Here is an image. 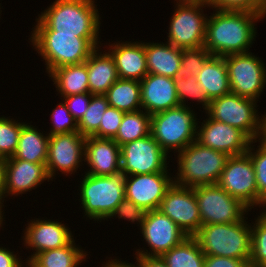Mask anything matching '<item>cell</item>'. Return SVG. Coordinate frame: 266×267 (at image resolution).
Instances as JSON below:
<instances>
[{
  "label": "cell",
  "mask_w": 266,
  "mask_h": 267,
  "mask_svg": "<svg viewBox=\"0 0 266 267\" xmlns=\"http://www.w3.org/2000/svg\"><path fill=\"white\" fill-rule=\"evenodd\" d=\"M175 1L174 13L168 26V39L165 42L181 49L202 47L208 18L204 9L210 6L205 0Z\"/></svg>",
  "instance_id": "cell-9"
},
{
  "label": "cell",
  "mask_w": 266,
  "mask_h": 267,
  "mask_svg": "<svg viewBox=\"0 0 266 267\" xmlns=\"http://www.w3.org/2000/svg\"><path fill=\"white\" fill-rule=\"evenodd\" d=\"M109 103L105 95H92L87 111L78 121V132L85 137L93 136L100 126L101 118Z\"/></svg>",
  "instance_id": "cell-34"
},
{
  "label": "cell",
  "mask_w": 266,
  "mask_h": 267,
  "mask_svg": "<svg viewBox=\"0 0 266 267\" xmlns=\"http://www.w3.org/2000/svg\"><path fill=\"white\" fill-rule=\"evenodd\" d=\"M104 95L109 106L123 112H134L142 109L139 81L119 78Z\"/></svg>",
  "instance_id": "cell-29"
},
{
  "label": "cell",
  "mask_w": 266,
  "mask_h": 267,
  "mask_svg": "<svg viewBox=\"0 0 266 267\" xmlns=\"http://www.w3.org/2000/svg\"><path fill=\"white\" fill-rule=\"evenodd\" d=\"M257 142L259 143L257 148H255L254 146ZM247 153L251 157L255 170L258 189V208L266 210V141L262 138L251 141Z\"/></svg>",
  "instance_id": "cell-33"
},
{
  "label": "cell",
  "mask_w": 266,
  "mask_h": 267,
  "mask_svg": "<svg viewBox=\"0 0 266 267\" xmlns=\"http://www.w3.org/2000/svg\"><path fill=\"white\" fill-rule=\"evenodd\" d=\"M140 87L142 110L149 115L180 106L174 78L148 73Z\"/></svg>",
  "instance_id": "cell-22"
},
{
  "label": "cell",
  "mask_w": 266,
  "mask_h": 267,
  "mask_svg": "<svg viewBox=\"0 0 266 267\" xmlns=\"http://www.w3.org/2000/svg\"><path fill=\"white\" fill-rule=\"evenodd\" d=\"M60 96L89 93L87 61L54 69L49 75Z\"/></svg>",
  "instance_id": "cell-28"
},
{
  "label": "cell",
  "mask_w": 266,
  "mask_h": 267,
  "mask_svg": "<svg viewBox=\"0 0 266 267\" xmlns=\"http://www.w3.org/2000/svg\"><path fill=\"white\" fill-rule=\"evenodd\" d=\"M146 248H140L134 255L162 256L171 248L179 245L187 236L168 216L159 210L148 211L145 222L139 229Z\"/></svg>",
  "instance_id": "cell-15"
},
{
  "label": "cell",
  "mask_w": 266,
  "mask_h": 267,
  "mask_svg": "<svg viewBox=\"0 0 266 267\" xmlns=\"http://www.w3.org/2000/svg\"><path fill=\"white\" fill-rule=\"evenodd\" d=\"M51 4L38 14L31 34H66L101 39L102 16L95 0H55Z\"/></svg>",
  "instance_id": "cell-2"
},
{
  "label": "cell",
  "mask_w": 266,
  "mask_h": 267,
  "mask_svg": "<svg viewBox=\"0 0 266 267\" xmlns=\"http://www.w3.org/2000/svg\"><path fill=\"white\" fill-rule=\"evenodd\" d=\"M84 174L78 189L84 216L95 222L110 219L125 198V175L122 172L108 176Z\"/></svg>",
  "instance_id": "cell-5"
},
{
  "label": "cell",
  "mask_w": 266,
  "mask_h": 267,
  "mask_svg": "<svg viewBox=\"0 0 266 267\" xmlns=\"http://www.w3.org/2000/svg\"><path fill=\"white\" fill-rule=\"evenodd\" d=\"M139 267H168L161 256L135 255Z\"/></svg>",
  "instance_id": "cell-46"
},
{
  "label": "cell",
  "mask_w": 266,
  "mask_h": 267,
  "mask_svg": "<svg viewBox=\"0 0 266 267\" xmlns=\"http://www.w3.org/2000/svg\"><path fill=\"white\" fill-rule=\"evenodd\" d=\"M258 101L233 93L210 101L205 113L213 120L242 131L251 141L263 137L264 115L259 116Z\"/></svg>",
  "instance_id": "cell-8"
},
{
  "label": "cell",
  "mask_w": 266,
  "mask_h": 267,
  "mask_svg": "<svg viewBox=\"0 0 266 267\" xmlns=\"http://www.w3.org/2000/svg\"><path fill=\"white\" fill-rule=\"evenodd\" d=\"M169 173L125 176V198L147 211L158 210L166 192L174 183Z\"/></svg>",
  "instance_id": "cell-17"
},
{
  "label": "cell",
  "mask_w": 266,
  "mask_h": 267,
  "mask_svg": "<svg viewBox=\"0 0 266 267\" xmlns=\"http://www.w3.org/2000/svg\"><path fill=\"white\" fill-rule=\"evenodd\" d=\"M204 267H250L246 260L230 257L205 256Z\"/></svg>",
  "instance_id": "cell-44"
},
{
  "label": "cell",
  "mask_w": 266,
  "mask_h": 267,
  "mask_svg": "<svg viewBox=\"0 0 266 267\" xmlns=\"http://www.w3.org/2000/svg\"><path fill=\"white\" fill-rule=\"evenodd\" d=\"M147 213L148 211L146 209L140 208L131 200L124 198L116 207L110 218L118 217V219L128 220L132 224H138L137 226H139L140 229L145 222Z\"/></svg>",
  "instance_id": "cell-42"
},
{
  "label": "cell",
  "mask_w": 266,
  "mask_h": 267,
  "mask_svg": "<svg viewBox=\"0 0 266 267\" xmlns=\"http://www.w3.org/2000/svg\"><path fill=\"white\" fill-rule=\"evenodd\" d=\"M196 78L210 101L231 93L224 57L211 56Z\"/></svg>",
  "instance_id": "cell-26"
},
{
  "label": "cell",
  "mask_w": 266,
  "mask_h": 267,
  "mask_svg": "<svg viewBox=\"0 0 266 267\" xmlns=\"http://www.w3.org/2000/svg\"><path fill=\"white\" fill-rule=\"evenodd\" d=\"M201 224L236 223L246 218L251 209L240 199L230 196L218 184L193 187Z\"/></svg>",
  "instance_id": "cell-10"
},
{
  "label": "cell",
  "mask_w": 266,
  "mask_h": 267,
  "mask_svg": "<svg viewBox=\"0 0 266 267\" xmlns=\"http://www.w3.org/2000/svg\"><path fill=\"white\" fill-rule=\"evenodd\" d=\"M174 184L185 187L217 184L228 158L227 153L199 144L196 140L177 153Z\"/></svg>",
  "instance_id": "cell-3"
},
{
  "label": "cell",
  "mask_w": 266,
  "mask_h": 267,
  "mask_svg": "<svg viewBox=\"0 0 266 267\" xmlns=\"http://www.w3.org/2000/svg\"><path fill=\"white\" fill-rule=\"evenodd\" d=\"M125 112L108 106L101 118L99 130L93 135L96 138L114 139L118 133Z\"/></svg>",
  "instance_id": "cell-40"
},
{
  "label": "cell",
  "mask_w": 266,
  "mask_h": 267,
  "mask_svg": "<svg viewBox=\"0 0 266 267\" xmlns=\"http://www.w3.org/2000/svg\"><path fill=\"white\" fill-rule=\"evenodd\" d=\"M97 47L87 59L89 93L104 95L119 79L113 57L106 50ZM105 52V53H104Z\"/></svg>",
  "instance_id": "cell-24"
},
{
  "label": "cell",
  "mask_w": 266,
  "mask_h": 267,
  "mask_svg": "<svg viewBox=\"0 0 266 267\" xmlns=\"http://www.w3.org/2000/svg\"><path fill=\"white\" fill-rule=\"evenodd\" d=\"M70 111V114L78 122L87 111L91 99L90 93H80L70 96H60ZM63 97V98H62Z\"/></svg>",
  "instance_id": "cell-43"
},
{
  "label": "cell",
  "mask_w": 266,
  "mask_h": 267,
  "mask_svg": "<svg viewBox=\"0 0 266 267\" xmlns=\"http://www.w3.org/2000/svg\"><path fill=\"white\" fill-rule=\"evenodd\" d=\"M26 122H19L6 116L0 117V156L8 158L15 154L21 128Z\"/></svg>",
  "instance_id": "cell-36"
},
{
  "label": "cell",
  "mask_w": 266,
  "mask_h": 267,
  "mask_svg": "<svg viewBox=\"0 0 266 267\" xmlns=\"http://www.w3.org/2000/svg\"><path fill=\"white\" fill-rule=\"evenodd\" d=\"M121 172L125 176L168 172V154L151 134L121 147Z\"/></svg>",
  "instance_id": "cell-12"
},
{
  "label": "cell",
  "mask_w": 266,
  "mask_h": 267,
  "mask_svg": "<svg viewBox=\"0 0 266 267\" xmlns=\"http://www.w3.org/2000/svg\"><path fill=\"white\" fill-rule=\"evenodd\" d=\"M11 251L9 248L0 246V267H20L22 256Z\"/></svg>",
  "instance_id": "cell-45"
},
{
  "label": "cell",
  "mask_w": 266,
  "mask_h": 267,
  "mask_svg": "<svg viewBox=\"0 0 266 267\" xmlns=\"http://www.w3.org/2000/svg\"><path fill=\"white\" fill-rule=\"evenodd\" d=\"M259 215L251 223L250 267H266V210Z\"/></svg>",
  "instance_id": "cell-35"
},
{
  "label": "cell",
  "mask_w": 266,
  "mask_h": 267,
  "mask_svg": "<svg viewBox=\"0 0 266 267\" xmlns=\"http://www.w3.org/2000/svg\"><path fill=\"white\" fill-rule=\"evenodd\" d=\"M197 113L190 106H177L151 115L150 134L169 155L178 153L196 140Z\"/></svg>",
  "instance_id": "cell-7"
},
{
  "label": "cell",
  "mask_w": 266,
  "mask_h": 267,
  "mask_svg": "<svg viewBox=\"0 0 266 267\" xmlns=\"http://www.w3.org/2000/svg\"><path fill=\"white\" fill-rule=\"evenodd\" d=\"M3 203H4V200H0V228H2L3 225L5 224L4 223L5 217H4V210H3L4 204Z\"/></svg>",
  "instance_id": "cell-49"
},
{
  "label": "cell",
  "mask_w": 266,
  "mask_h": 267,
  "mask_svg": "<svg viewBox=\"0 0 266 267\" xmlns=\"http://www.w3.org/2000/svg\"><path fill=\"white\" fill-rule=\"evenodd\" d=\"M50 181L46 171V164H35L13 156L7 158L4 199L7 196H20V194L35 190L42 183Z\"/></svg>",
  "instance_id": "cell-20"
},
{
  "label": "cell",
  "mask_w": 266,
  "mask_h": 267,
  "mask_svg": "<svg viewBox=\"0 0 266 267\" xmlns=\"http://www.w3.org/2000/svg\"><path fill=\"white\" fill-rule=\"evenodd\" d=\"M266 17V0L264 2V9H263V18Z\"/></svg>",
  "instance_id": "cell-52"
},
{
  "label": "cell",
  "mask_w": 266,
  "mask_h": 267,
  "mask_svg": "<svg viewBox=\"0 0 266 267\" xmlns=\"http://www.w3.org/2000/svg\"><path fill=\"white\" fill-rule=\"evenodd\" d=\"M206 22L204 47L212 56L250 52L256 39V23L263 21L259 13L213 10Z\"/></svg>",
  "instance_id": "cell-1"
},
{
  "label": "cell",
  "mask_w": 266,
  "mask_h": 267,
  "mask_svg": "<svg viewBox=\"0 0 266 267\" xmlns=\"http://www.w3.org/2000/svg\"><path fill=\"white\" fill-rule=\"evenodd\" d=\"M116 41L103 48L113 57L119 78L140 82L148 74L144 42Z\"/></svg>",
  "instance_id": "cell-23"
},
{
  "label": "cell",
  "mask_w": 266,
  "mask_h": 267,
  "mask_svg": "<svg viewBox=\"0 0 266 267\" xmlns=\"http://www.w3.org/2000/svg\"><path fill=\"white\" fill-rule=\"evenodd\" d=\"M57 107L52 110L51 128L49 135L67 134L72 132H78V122L70 114L66 104L62 100L61 103L56 105Z\"/></svg>",
  "instance_id": "cell-39"
},
{
  "label": "cell",
  "mask_w": 266,
  "mask_h": 267,
  "mask_svg": "<svg viewBox=\"0 0 266 267\" xmlns=\"http://www.w3.org/2000/svg\"><path fill=\"white\" fill-rule=\"evenodd\" d=\"M161 257L168 267H204L205 262V255L194 237H187Z\"/></svg>",
  "instance_id": "cell-31"
},
{
  "label": "cell",
  "mask_w": 266,
  "mask_h": 267,
  "mask_svg": "<svg viewBox=\"0 0 266 267\" xmlns=\"http://www.w3.org/2000/svg\"><path fill=\"white\" fill-rule=\"evenodd\" d=\"M248 217L236 223L207 224L193 236L205 256L230 257L250 261L251 223Z\"/></svg>",
  "instance_id": "cell-4"
},
{
  "label": "cell",
  "mask_w": 266,
  "mask_h": 267,
  "mask_svg": "<svg viewBox=\"0 0 266 267\" xmlns=\"http://www.w3.org/2000/svg\"><path fill=\"white\" fill-rule=\"evenodd\" d=\"M168 216L187 237H193L202 226L193 188L172 184L158 209Z\"/></svg>",
  "instance_id": "cell-16"
},
{
  "label": "cell",
  "mask_w": 266,
  "mask_h": 267,
  "mask_svg": "<svg viewBox=\"0 0 266 267\" xmlns=\"http://www.w3.org/2000/svg\"><path fill=\"white\" fill-rule=\"evenodd\" d=\"M149 74L175 78L181 66L182 49L168 42H144Z\"/></svg>",
  "instance_id": "cell-25"
},
{
  "label": "cell",
  "mask_w": 266,
  "mask_h": 267,
  "mask_svg": "<svg viewBox=\"0 0 266 267\" xmlns=\"http://www.w3.org/2000/svg\"><path fill=\"white\" fill-rule=\"evenodd\" d=\"M263 140L266 141V113L264 114V126H263Z\"/></svg>",
  "instance_id": "cell-51"
},
{
  "label": "cell",
  "mask_w": 266,
  "mask_h": 267,
  "mask_svg": "<svg viewBox=\"0 0 266 267\" xmlns=\"http://www.w3.org/2000/svg\"><path fill=\"white\" fill-rule=\"evenodd\" d=\"M212 9L248 11L263 16L265 0H205Z\"/></svg>",
  "instance_id": "cell-41"
},
{
  "label": "cell",
  "mask_w": 266,
  "mask_h": 267,
  "mask_svg": "<svg viewBox=\"0 0 266 267\" xmlns=\"http://www.w3.org/2000/svg\"><path fill=\"white\" fill-rule=\"evenodd\" d=\"M231 93L259 101L266 85V64L252 52L224 56Z\"/></svg>",
  "instance_id": "cell-11"
},
{
  "label": "cell",
  "mask_w": 266,
  "mask_h": 267,
  "mask_svg": "<svg viewBox=\"0 0 266 267\" xmlns=\"http://www.w3.org/2000/svg\"><path fill=\"white\" fill-rule=\"evenodd\" d=\"M30 124L26 123L21 128L17 149L13 157L35 164H46L49 134H44L36 126Z\"/></svg>",
  "instance_id": "cell-27"
},
{
  "label": "cell",
  "mask_w": 266,
  "mask_h": 267,
  "mask_svg": "<svg viewBox=\"0 0 266 267\" xmlns=\"http://www.w3.org/2000/svg\"><path fill=\"white\" fill-rule=\"evenodd\" d=\"M210 52L204 47L182 49L181 66L177 70L175 78L188 79L197 76L205 62L211 57Z\"/></svg>",
  "instance_id": "cell-37"
},
{
  "label": "cell",
  "mask_w": 266,
  "mask_h": 267,
  "mask_svg": "<svg viewBox=\"0 0 266 267\" xmlns=\"http://www.w3.org/2000/svg\"><path fill=\"white\" fill-rule=\"evenodd\" d=\"M206 116L201 126L197 124L196 141L199 144L229 156L247 153L251 140L242 131Z\"/></svg>",
  "instance_id": "cell-18"
},
{
  "label": "cell",
  "mask_w": 266,
  "mask_h": 267,
  "mask_svg": "<svg viewBox=\"0 0 266 267\" xmlns=\"http://www.w3.org/2000/svg\"><path fill=\"white\" fill-rule=\"evenodd\" d=\"M29 42L45 60L46 73L65 65L81 64L101 47L99 38H79L66 34H31ZM100 44V45H98Z\"/></svg>",
  "instance_id": "cell-6"
},
{
  "label": "cell",
  "mask_w": 266,
  "mask_h": 267,
  "mask_svg": "<svg viewBox=\"0 0 266 267\" xmlns=\"http://www.w3.org/2000/svg\"><path fill=\"white\" fill-rule=\"evenodd\" d=\"M217 184L250 209L258 207L256 175L248 153L230 156Z\"/></svg>",
  "instance_id": "cell-13"
},
{
  "label": "cell",
  "mask_w": 266,
  "mask_h": 267,
  "mask_svg": "<svg viewBox=\"0 0 266 267\" xmlns=\"http://www.w3.org/2000/svg\"><path fill=\"white\" fill-rule=\"evenodd\" d=\"M73 239L68 245L36 254L31 260L39 267H79L87 254Z\"/></svg>",
  "instance_id": "cell-30"
},
{
  "label": "cell",
  "mask_w": 266,
  "mask_h": 267,
  "mask_svg": "<svg viewBox=\"0 0 266 267\" xmlns=\"http://www.w3.org/2000/svg\"><path fill=\"white\" fill-rule=\"evenodd\" d=\"M6 166H7V158L0 156V200H6L4 199Z\"/></svg>",
  "instance_id": "cell-47"
},
{
  "label": "cell",
  "mask_w": 266,
  "mask_h": 267,
  "mask_svg": "<svg viewBox=\"0 0 266 267\" xmlns=\"http://www.w3.org/2000/svg\"><path fill=\"white\" fill-rule=\"evenodd\" d=\"M26 260V262H23L22 261V263L20 264V267H24V266H26V267H39V266H37L31 259H25ZM25 263V264H24Z\"/></svg>",
  "instance_id": "cell-50"
},
{
  "label": "cell",
  "mask_w": 266,
  "mask_h": 267,
  "mask_svg": "<svg viewBox=\"0 0 266 267\" xmlns=\"http://www.w3.org/2000/svg\"><path fill=\"white\" fill-rule=\"evenodd\" d=\"M120 259H117L115 257V259H112V257L107 261L106 260V263L102 264V267H139L137 262H134L135 264H133L132 262L128 263L126 260H120Z\"/></svg>",
  "instance_id": "cell-48"
},
{
  "label": "cell",
  "mask_w": 266,
  "mask_h": 267,
  "mask_svg": "<svg viewBox=\"0 0 266 267\" xmlns=\"http://www.w3.org/2000/svg\"><path fill=\"white\" fill-rule=\"evenodd\" d=\"M175 87L177 92V97L182 106H188V99H192V101L198 102L202 105L203 111L207 110L210 105V100L203 90L202 86L199 82H197V78L192 76L188 79L185 78H174ZM187 101V102H186Z\"/></svg>",
  "instance_id": "cell-38"
},
{
  "label": "cell",
  "mask_w": 266,
  "mask_h": 267,
  "mask_svg": "<svg viewBox=\"0 0 266 267\" xmlns=\"http://www.w3.org/2000/svg\"><path fill=\"white\" fill-rule=\"evenodd\" d=\"M85 172L93 176H108L121 172V148L113 139L93 136L85 139Z\"/></svg>",
  "instance_id": "cell-21"
},
{
  "label": "cell",
  "mask_w": 266,
  "mask_h": 267,
  "mask_svg": "<svg viewBox=\"0 0 266 267\" xmlns=\"http://www.w3.org/2000/svg\"><path fill=\"white\" fill-rule=\"evenodd\" d=\"M25 226L22 244L27 250H35L27 259L40 252L66 246L74 239L71 229L57 219L34 218Z\"/></svg>",
  "instance_id": "cell-19"
},
{
  "label": "cell",
  "mask_w": 266,
  "mask_h": 267,
  "mask_svg": "<svg viewBox=\"0 0 266 267\" xmlns=\"http://www.w3.org/2000/svg\"><path fill=\"white\" fill-rule=\"evenodd\" d=\"M85 139L79 132L49 135L46 171L51 181L59 172L65 176L77 173L84 161Z\"/></svg>",
  "instance_id": "cell-14"
},
{
  "label": "cell",
  "mask_w": 266,
  "mask_h": 267,
  "mask_svg": "<svg viewBox=\"0 0 266 267\" xmlns=\"http://www.w3.org/2000/svg\"><path fill=\"white\" fill-rule=\"evenodd\" d=\"M151 115L145 110L125 112L118 133L113 139L120 147L150 134Z\"/></svg>",
  "instance_id": "cell-32"
}]
</instances>
